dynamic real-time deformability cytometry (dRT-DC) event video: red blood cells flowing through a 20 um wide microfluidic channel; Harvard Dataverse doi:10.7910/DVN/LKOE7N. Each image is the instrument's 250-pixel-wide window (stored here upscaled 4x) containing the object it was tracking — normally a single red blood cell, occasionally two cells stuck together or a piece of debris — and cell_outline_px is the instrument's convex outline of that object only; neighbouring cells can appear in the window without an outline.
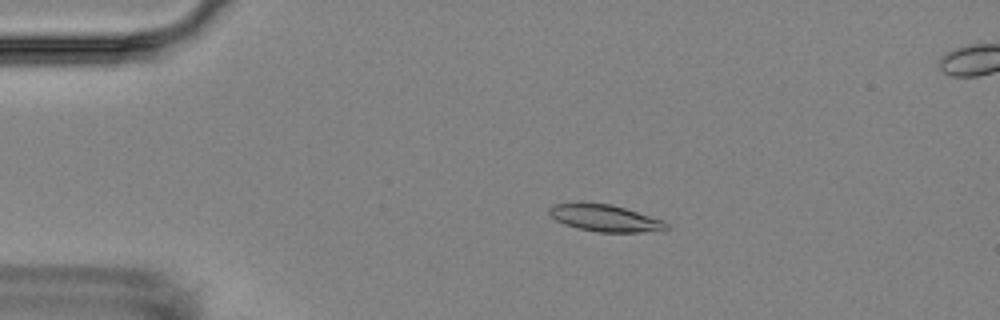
{"species": "Egyptian fruit bat (a non-hibernating species)", "species_latin": "Rousettus aegyptiacus", "temperature_condition": "room temperature", "stored_images_in_passage": 3, "camera_frame_rate_fps": 3000, "um_per_image_px": 0.085, "animal": {"sex": "female"}, "frame": {"image": 1, "passage_image": 2, "time_ms": 1.0, "image_size_px": [1000, 320], "cell_outline_px": [[668, 232], [596, 232], [576, 228], [564, 224], [556, 220], [548, 212], [548, 208], [552, 204], [612, 204], [664, 220], [668, 224]], "centroid_in_image_um": [51.52, 18.57], "position_along_channel_um": 33.5, "area_um2": 18.38}}